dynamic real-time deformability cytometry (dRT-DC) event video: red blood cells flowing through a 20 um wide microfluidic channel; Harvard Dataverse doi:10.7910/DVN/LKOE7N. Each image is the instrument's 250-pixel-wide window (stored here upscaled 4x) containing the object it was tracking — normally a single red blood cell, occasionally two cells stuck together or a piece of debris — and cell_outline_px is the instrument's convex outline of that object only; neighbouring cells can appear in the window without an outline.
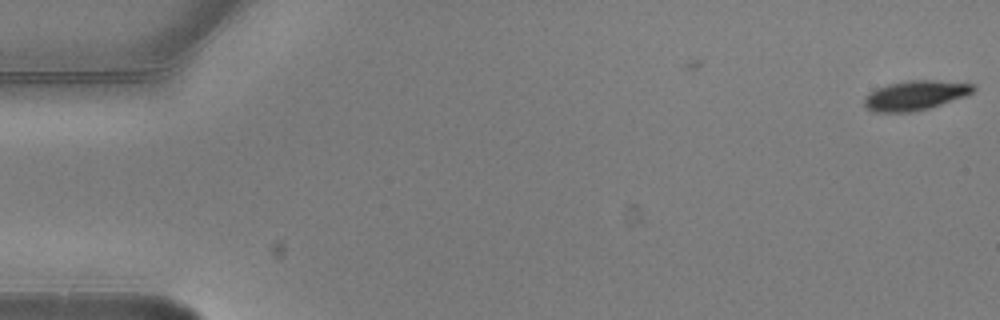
{"species": "common noctule bat (a hibernating species)", "species_latin": "Nyctalus noctula", "temperature_condition": "warm", "stored_images_in_passage": 4, "camera_frame_rate_fps": 3000, "um_per_image_px": 0.085, "animal": {"sex": "male", "body_mass_g": 20.5, "forearm_length_mm": 52.5}, "frame": {"image": 1, "passage_image": 1, "time_ms": 0.0, "image_size_px": [1000, 320], "cell_outline_px": [[976, 88], [968, 96], [928, 108], [912, 112], [872, 112], [864, 104], [864, 96], [868, 92], [876, 88], [888, 84], [908, 80], [932, 80], [976, 84]], "centroid_in_image_um": [77.8, 8.1], "position_along_channel_um": 7.2, "area_um2": 18.96}}